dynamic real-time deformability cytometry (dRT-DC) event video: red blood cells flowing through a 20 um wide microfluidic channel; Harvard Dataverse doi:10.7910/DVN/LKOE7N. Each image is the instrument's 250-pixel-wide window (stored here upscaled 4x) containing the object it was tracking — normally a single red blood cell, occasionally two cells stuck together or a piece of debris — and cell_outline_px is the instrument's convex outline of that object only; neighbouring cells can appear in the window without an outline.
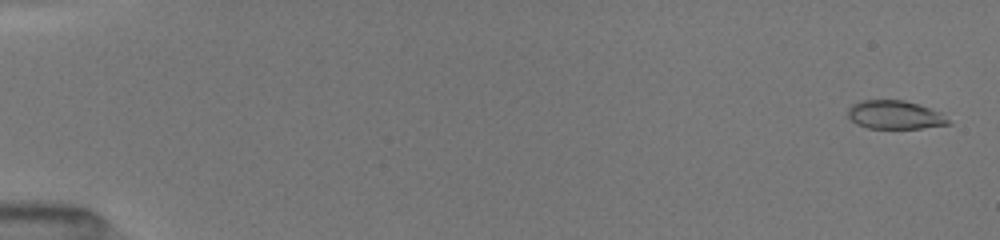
{"species": "common noctule bat (a hibernating species)", "species_latin": "Nyctalus noctula", "temperature_condition": "room temperature", "stored_images_in_passage": 20, "camera_frame_rate_fps": 3000, "um_per_image_px": 0.085, "animal": {"sex": "female", "body_mass_g": 19.5, "forearm_length_mm": 54.1}, "frame": {"image": 1, "passage_image": 1, "time_ms": 0.0, "image_size_px": [1000, 240], "cell_outline_px": [[952, 124], [920, 128], [868, 128], [856, 124], [848, 116], [848, 108], [852, 104], [860, 100], [904, 100], [940, 112]], "centroid_in_image_um": [76.03, 9.76], "position_along_channel_um": 9.0, "area_um2": 16.53}}
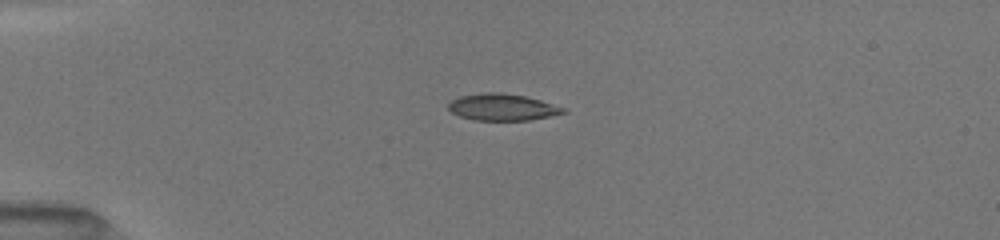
{"frame": {"image": 2, "passage_image": 13, "time_ms": 4.0, "image_size_px": [1000, 240], "cell_outline_px": [[568, 112], [528, 120], [472, 120], [460, 116], [452, 112], [448, 108], [448, 104], [452, 100], [460, 96], [484, 92], [500, 92], [524, 96], [540, 100], [568, 108]], "centroid_in_image_um": [42.71, 9.1], "position_along_channel_um": 42.3, "area_um2": 17.86}}
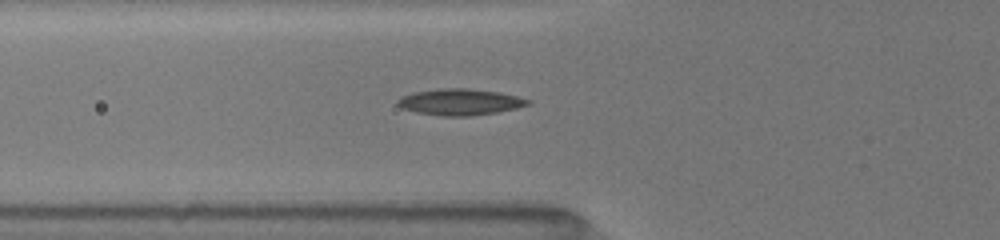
{"frame": {"image": 3, "passage_image": 20, "time_ms": 6.0, "image_size_px": [1000, 240], "cell_outline_px": [[532, 104], [516, 108], [496, 112], [468, 116], [444, 116], [416, 112], [400, 108], [396, 104], [396, 100], [400, 96], [412, 92], [440, 88], [468, 88], [500, 92], [532, 100]], "centroid_in_image_um": [39.07, 8.66], "position_along_channel_um": 86.7, "area_um2": 20.17}}